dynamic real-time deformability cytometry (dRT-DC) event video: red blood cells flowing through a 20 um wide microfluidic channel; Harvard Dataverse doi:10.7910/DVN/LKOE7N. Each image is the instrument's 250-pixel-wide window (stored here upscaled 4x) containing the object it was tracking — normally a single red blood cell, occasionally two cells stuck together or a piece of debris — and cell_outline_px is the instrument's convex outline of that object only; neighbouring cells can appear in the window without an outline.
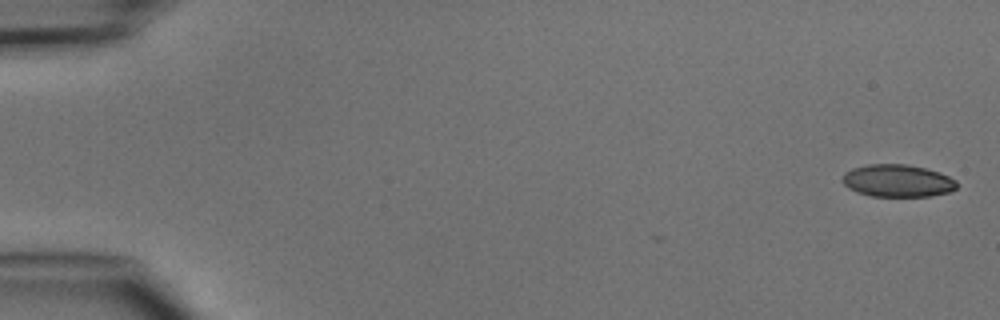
{"species": "common noctule bat (a hibernating species)", "species_latin": "Nyctalus noctula", "temperature_condition": "cold", "stored_images_in_passage": 6, "camera_frame_rate_fps": 3000, "um_per_image_px": 0.085, "animal": {"sex": "male", "body_mass_g": 15.6}, "frame": {"image": 1, "passage_image": 1, "time_ms": 0.0, "image_size_px": [1000, 320], "cell_outline_px": [[956, 188], [952, 192], [932, 196], [872, 196], [856, 192], [848, 188], [840, 180], [844, 172], [852, 168], [868, 164], [908, 164], [940, 172], [956, 180]], "centroid_in_image_um": [76.27, 15.36], "position_along_channel_um": 8.7, "area_um2": 21.85}}
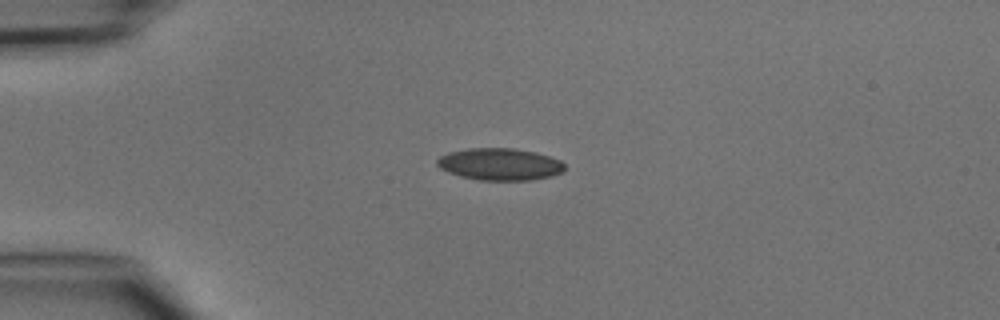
{"frame": {"image": 2, "passage_image": 4, "time_ms": 3.667, "image_size_px": [1000, 320], "cell_outline_px": [[564, 172], [552, 176], [532, 180], [480, 180], [460, 176], [448, 172], [440, 168], [436, 164], [436, 160], [440, 156], [448, 152], [468, 148], [516, 148], [536, 152], [560, 160], [564, 164]], "centroid_in_image_um": [42.48, 13.95], "position_along_channel_um": 42.5, "area_um2": 23.99}}